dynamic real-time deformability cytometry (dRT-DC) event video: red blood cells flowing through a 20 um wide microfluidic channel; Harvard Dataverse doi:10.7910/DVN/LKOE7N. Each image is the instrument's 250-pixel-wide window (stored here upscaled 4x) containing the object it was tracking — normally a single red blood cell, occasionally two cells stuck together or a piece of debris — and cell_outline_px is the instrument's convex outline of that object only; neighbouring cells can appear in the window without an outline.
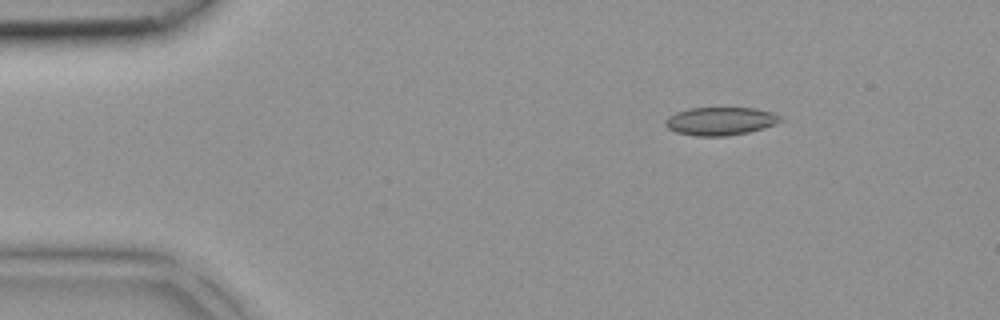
{"species": "common noctule bat (a hibernating species)", "species_latin": "Nyctalus noctula", "temperature_condition": "room temperature", "stored_images_in_passage": 37, "camera_frame_rate_fps": 3000, "um_per_image_px": 0.085, "animal": {"sex": "female", "body_mass_g": 18.4}, "frame": {"image": 1, "passage_image": 1, "time_ms": 0.0, "image_size_px": [1000, 320], "cell_outline_px": [[784, 120], [776, 124], [764, 128], [748, 132], [728, 136], [696, 136], [676, 132], [668, 128], [664, 124], [664, 120], [668, 116], [676, 112], [688, 108], [756, 108], [772, 112], [780, 116]], "centroid_in_image_um": [61.23, 10.3], "position_along_channel_um": 23.8, "area_um2": 19.02}}
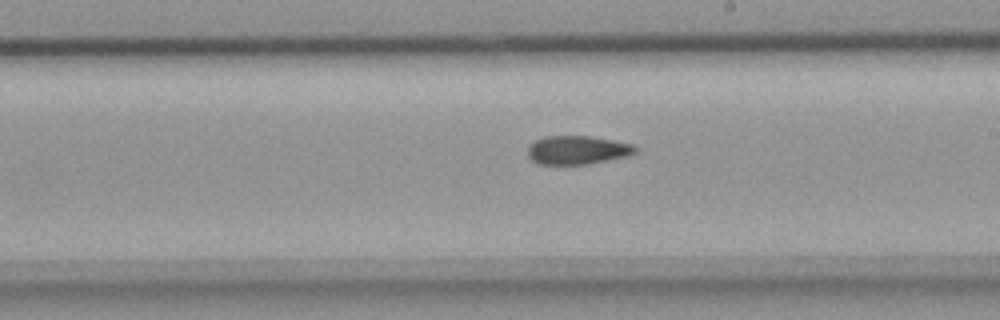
{"frame": {"image": 2, "passage_image": 19, "time_ms": 6.0, "image_size_px": [1000, 320], "cell_outline_px": [[640, 148], [636, 152], [628, 156], [584, 164], [540, 164], [532, 160], [528, 156], [528, 148], [536, 140], [544, 136], [588, 136], [636, 144]], "centroid_in_image_um": [49.13, 12.74], "position_along_channel_um": 239.9, "area_um2": 17.86}}
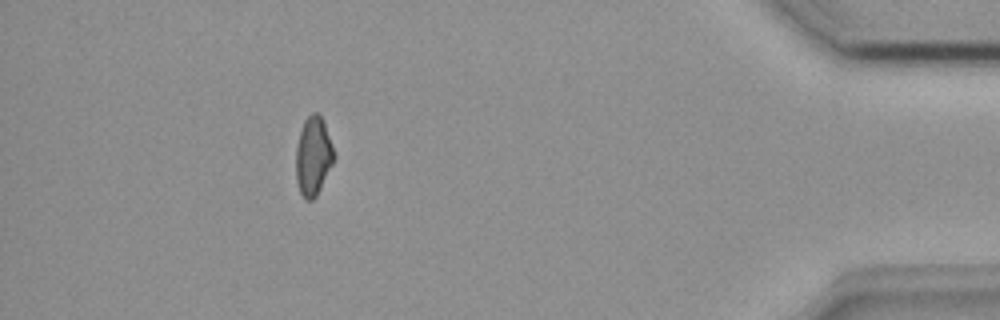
{"frame": {"image": 3, "passage_image": 33, "time_ms": 10.667, "image_size_px": [1000, 320], "cell_outline_px": [[336, 156], [316, 196], [312, 200], [304, 200], [300, 192], [296, 180], [296, 148], [300, 132], [304, 120], [312, 112], [316, 112], [320, 116], [324, 124]], "centroid_in_image_um": [26.61, 13.29], "position_along_channel_um": 408.6, "area_um2": 17.22}}